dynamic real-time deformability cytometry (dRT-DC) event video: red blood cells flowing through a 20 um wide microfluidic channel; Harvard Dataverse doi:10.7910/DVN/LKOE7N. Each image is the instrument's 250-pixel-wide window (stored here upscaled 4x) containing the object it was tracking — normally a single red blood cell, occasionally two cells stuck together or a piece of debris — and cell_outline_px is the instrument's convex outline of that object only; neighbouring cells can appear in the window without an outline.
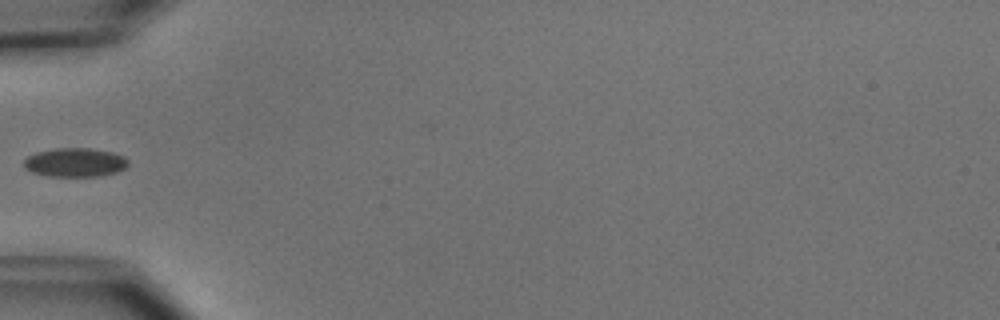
{"species": "common noctule bat (a hibernating species)", "species_latin": "Nyctalus noctula", "temperature_condition": "cold", "stored_images_in_passage": 6, "camera_frame_rate_fps": 3000, "um_per_image_px": 0.085, "animal": {"sex": "male", "body_mass_g": 15.6}, "frame": {"image": 1, "passage_image": 6, "time_ms": 6.667, "image_size_px": [1000, 320], "cell_outline_px": [[128, 164], [124, 168], [116, 172], [100, 176], [48, 176], [32, 172], [24, 168], [24, 160], [28, 156], [36, 152], [56, 148], [88, 148], [112, 152], [124, 156], [128, 160]], "centroid_in_image_um": [6.37, 13.8], "position_along_channel_um": 78.6, "area_um2": 17.51}}